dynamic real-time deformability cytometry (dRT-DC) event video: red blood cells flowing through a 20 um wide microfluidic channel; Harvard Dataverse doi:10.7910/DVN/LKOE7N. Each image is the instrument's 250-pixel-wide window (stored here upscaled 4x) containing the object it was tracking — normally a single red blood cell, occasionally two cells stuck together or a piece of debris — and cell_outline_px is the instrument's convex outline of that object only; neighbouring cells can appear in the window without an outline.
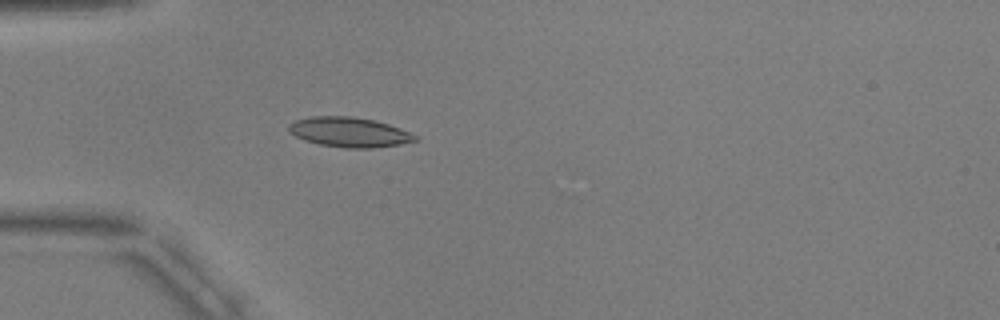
{"species": "common noctule bat (a hibernating species)", "species_latin": "Nyctalus noctula", "temperature_condition": "warm", "stored_images_in_passage": 24, "camera_frame_rate_fps": 3000, "um_per_image_px": 0.085, "animal": {"sex": "male", "body_mass_g": 17.9, "forearm_length_mm": 54.2}, "frame": {"image": 1, "passage_image": 14, "time_ms": 4.333, "image_size_px": [1000, 320], "cell_outline_px": [[420, 140], [400, 144], [372, 148], [344, 148], [320, 144], [304, 140], [296, 136], [288, 128], [288, 124], [296, 120], [312, 116], [352, 116], [376, 120], [400, 128], [416, 136]], "centroid_in_image_um": [29.7, 11.23], "position_along_channel_um": 55.3, "area_um2": 21.91}}